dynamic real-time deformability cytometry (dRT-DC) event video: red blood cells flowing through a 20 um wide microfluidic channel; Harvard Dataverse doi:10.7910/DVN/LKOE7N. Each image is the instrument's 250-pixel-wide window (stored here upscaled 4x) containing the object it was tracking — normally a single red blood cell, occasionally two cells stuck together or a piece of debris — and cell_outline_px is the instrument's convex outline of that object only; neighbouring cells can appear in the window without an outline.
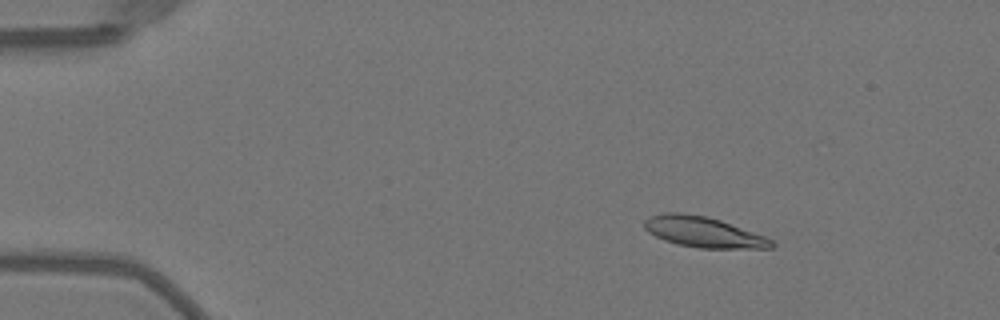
{"species": "Egyptian fruit bat (a non-hibernating species)", "species_latin": "Rousettus aegyptiacus", "temperature_condition": "warm", "stored_images_in_passage": 15, "camera_frame_rate_fps": 3000, "um_per_image_px": 0.085, "animal": {"sex": "female"}, "frame": {"image": 1, "passage_image": 8, "time_ms": 2.333, "image_size_px": [1000, 320], "cell_outline_px": [[776, 244], [772, 248], [700, 248], [676, 244], [664, 240], [648, 232], [644, 228], [644, 220], [648, 216], [664, 212], [680, 212], [708, 216], [720, 220], [764, 236], [772, 240]], "centroid_in_image_um": [59.74, 19.71], "position_along_channel_um": 25.3, "area_um2": 22.72}}